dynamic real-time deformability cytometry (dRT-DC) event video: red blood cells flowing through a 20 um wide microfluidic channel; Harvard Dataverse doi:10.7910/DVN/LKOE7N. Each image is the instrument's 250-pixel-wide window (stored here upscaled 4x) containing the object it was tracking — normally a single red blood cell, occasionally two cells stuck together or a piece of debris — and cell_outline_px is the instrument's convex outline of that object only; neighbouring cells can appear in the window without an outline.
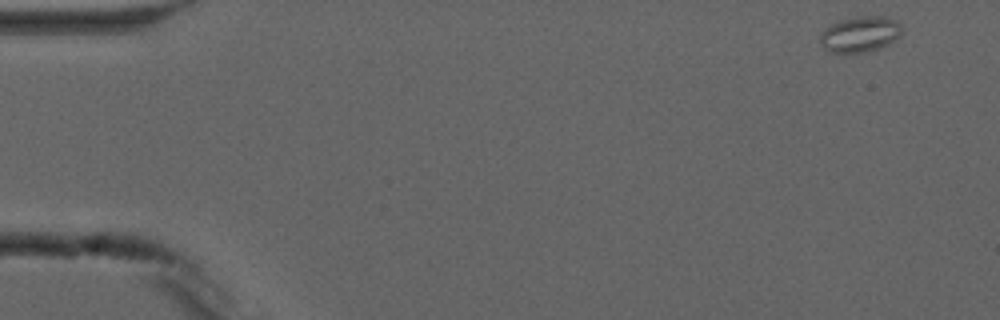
{"species": "common noctule bat (a hibernating species)", "species_latin": "Nyctalus noctula", "temperature_condition": "cold", "stored_images_in_passage": 5, "camera_frame_rate_fps": 3000, "um_per_image_px": 0.085, "animal": {"sex": "male", "forearm_length_mm": 52.5}, "frame": {"image": 1, "passage_image": 1, "time_ms": 0.0, "image_size_px": [1000, 320], "cell_outline_px": [[904, 28], [900, 36], [888, 44], [864, 52], [832, 52], [824, 48], [820, 44], [820, 32], [824, 28], [840, 20], [856, 16], [884, 16], [896, 20]], "centroid_in_image_um": [73.11, 2.88], "position_along_channel_um": 11.9, "area_um2": 17.05}}
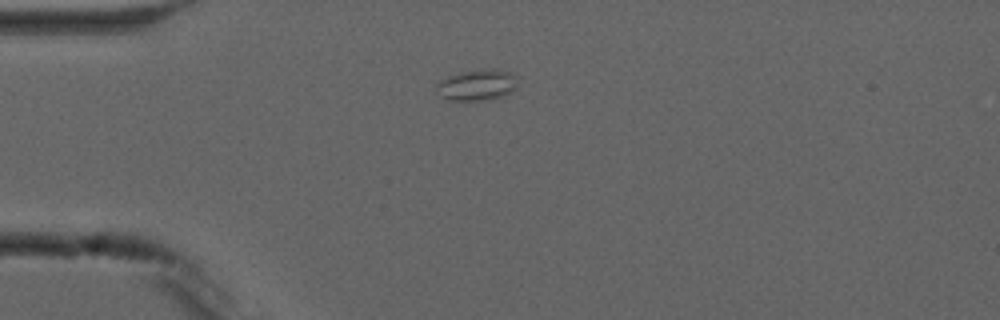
{"frame": {"image": 2, "passage_image": 4, "time_ms": 3.667, "image_size_px": [1000, 320], "cell_outline_px": [[520, 84], [512, 92], [504, 96], [492, 100], [448, 100], [440, 96], [436, 88], [436, 84], [440, 80], [448, 76], [460, 72], [484, 68], [488, 68], [508, 72], [516, 76]], "centroid_in_image_um": [40.59, 7.23], "position_along_channel_um": 44.4, "area_um2": 15.03}}
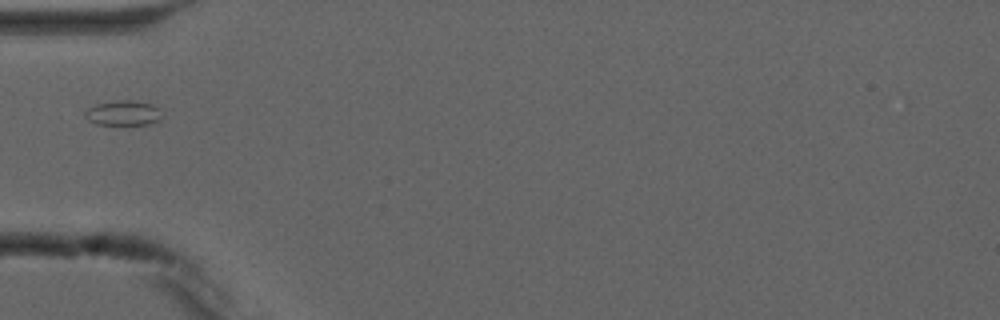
{"frame": {"image": 3, "passage_image": 5, "time_ms": 5.0, "image_size_px": [1000, 320], "cell_outline_px": [[160, 120], [152, 124], [96, 124], [88, 120], [84, 116], [84, 112], [88, 108], [96, 104], [112, 100], [136, 100], [152, 104], [160, 108]], "centroid_in_image_um": [10.47, 9.59], "position_along_channel_um": 74.5, "area_um2": 11.33}}